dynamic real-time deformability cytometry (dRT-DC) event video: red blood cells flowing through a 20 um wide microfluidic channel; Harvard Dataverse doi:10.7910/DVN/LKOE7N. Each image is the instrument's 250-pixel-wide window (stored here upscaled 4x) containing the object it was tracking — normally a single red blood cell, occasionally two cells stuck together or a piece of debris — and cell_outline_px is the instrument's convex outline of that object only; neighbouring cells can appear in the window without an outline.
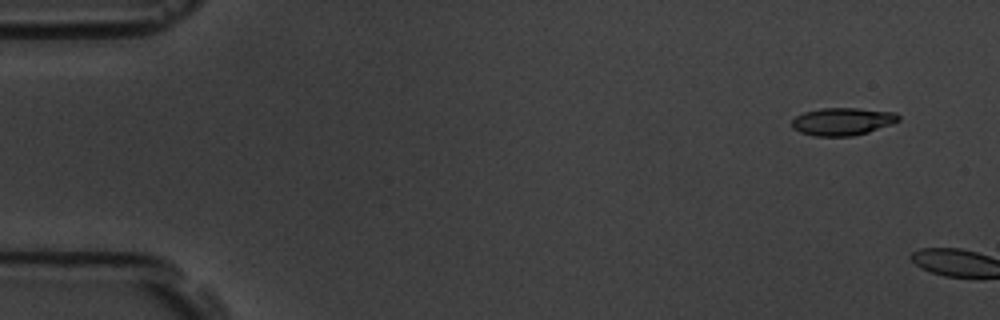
{"species": "common noctule bat (a hibernating species)", "species_latin": "Nyctalus noctula", "temperature_condition": "room temperature", "stored_images_in_passage": 3, "camera_frame_rate_fps": 3000, "um_per_image_px": 0.085, "animal": {"sex": "male", "body_mass_g": 19.5, "forearm_length_mm": 54.6}, "frame": {"image": 1, "passage_image": 2, "time_ms": 1.0, "image_size_px": [1000, 320], "cell_outline_px": [[900, 120], [892, 124], [868, 132], [852, 136], [816, 136], [800, 132], [792, 128], [792, 120], [796, 116], [804, 112], [820, 108], [856, 108], [896, 112], [900, 116]], "centroid_in_image_um": [71.62, 10.32], "position_along_channel_um": 13.4, "area_um2": 17.22}}